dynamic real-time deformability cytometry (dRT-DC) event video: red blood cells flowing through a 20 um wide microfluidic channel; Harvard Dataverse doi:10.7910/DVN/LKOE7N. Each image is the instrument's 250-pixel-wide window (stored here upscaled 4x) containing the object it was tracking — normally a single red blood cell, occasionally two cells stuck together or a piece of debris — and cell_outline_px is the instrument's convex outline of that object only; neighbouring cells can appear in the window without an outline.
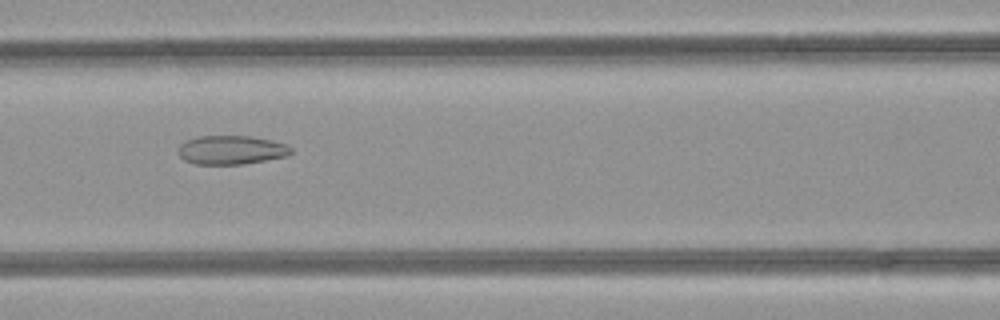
{"species": "common noctule bat (a hibernating species)", "species_latin": "Nyctalus noctula", "temperature_condition": "room temperature", "stored_images_in_passage": 38, "camera_frame_rate_fps": 3000, "um_per_image_px": 0.085, "animal": {"sex": "female", "body_mass_g": 21.9}, "frame": {"image": 1, "passage_image": 11, "time_ms": 3.333, "image_size_px": [1000, 320], "cell_outline_px": [[292, 152], [288, 156], [244, 164], [196, 164], [184, 160], [180, 156], [180, 144], [188, 140], [200, 136], [248, 136], [272, 140], [284, 144], [292, 148]], "centroid_in_image_um": [19.69, 12.75], "position_along_channel_um": 146.9, "area_um2": 18.79}}
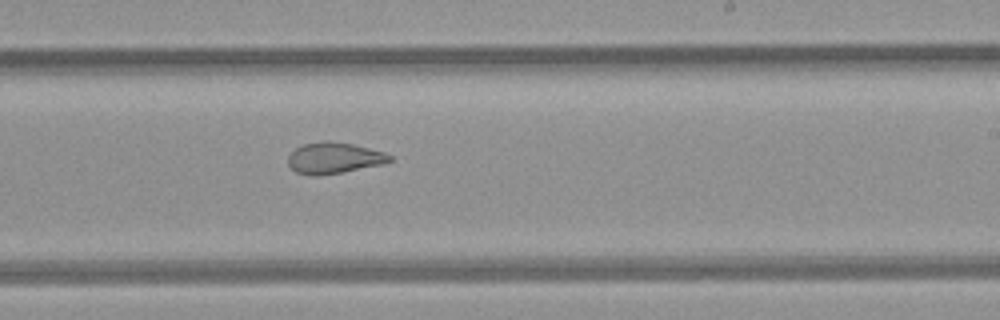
{"frame": {"image": 2, "passage_image": 19, "time_ms": 6.0, "image_size_px": [1000, 320], "cell_outline_px": [[392, 160], [384, 164], [340, 172], [316, 176], [296, 172], [288, 164], [288, 156], [296, 148], [304, 144], [324, 140], [352, 144], [384, 152], [392, 156]], "centroid_in_image_um": [28.39, 13.42], "position_along_channel_um": 260.6, "area_um2": 18.21}}
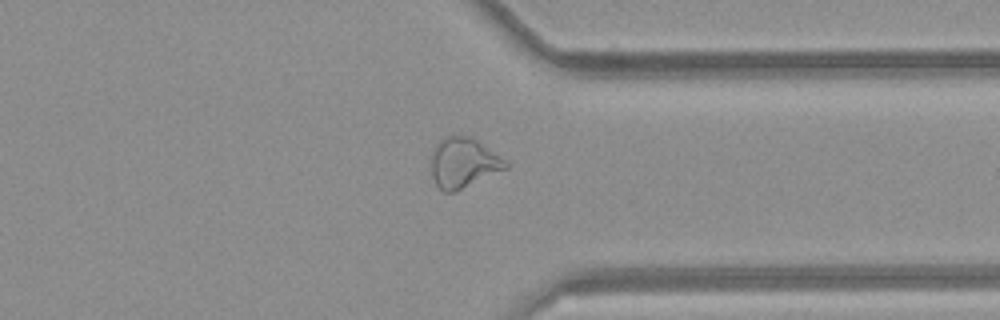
{"frame": {"image": 3, "passage_image": 27, "time_ms": 8.667, "image_size_px": [1000, 320], "cell_outline_px": [[508, 168], [452, 192], [444, 192], [436, 184], [432, 176], [432, 152], [436, 144], [444, 136], [468, 136], [476, 140], [508, 160]], "centroid_in_image_um": [39.4, 13.82], "position_along_channel_um": 372.0, "area_um2": 21.39}, "authors_computed_cell_mechanics": {"area_um2": 21.1259, "velocity_mm_per_s": 4.2675, "shape_relaxation_time_tau1_ms": null, "shape_relaxation_time_tau2_ms": 2.3367, "deformation_change_tau1": null, "deformation_change_tau2": 0.1046}}